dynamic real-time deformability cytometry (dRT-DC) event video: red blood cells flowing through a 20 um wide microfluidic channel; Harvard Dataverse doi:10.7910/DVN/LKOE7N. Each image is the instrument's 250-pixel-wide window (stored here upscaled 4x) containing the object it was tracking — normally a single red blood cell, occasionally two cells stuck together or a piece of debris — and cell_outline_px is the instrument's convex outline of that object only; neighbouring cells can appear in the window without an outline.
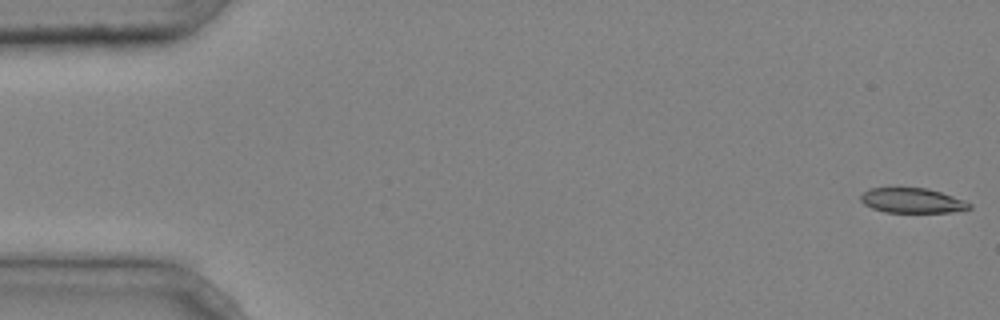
{"species": "common noctule bat (a hibernating species)", "species_latin": "Nyctalus noctula", "temperature_condition": "cold", "stored_images_in_passage": 6, "camera_frame_rate_fps": 3000, "um_per_image_px": 0.085, "animal": {"sex": "male", "body_mass_g": 20.4}, "frame": {"image": 1, "passage_image": 1, "time_ms": 0.0, "image_size_px": [1000, 320], "cell_outline_px": [[972, 208], [964, 212], [884, 212], [872, 208], [864, 204], [860, 200], [860, 196], [868, 188], [928, 188], [964, 200], [972, 204]], "centroid_in_image_um": [77.58, 17.06], "position_along_channel_um": 7.4, "area_um2": 15.9}}
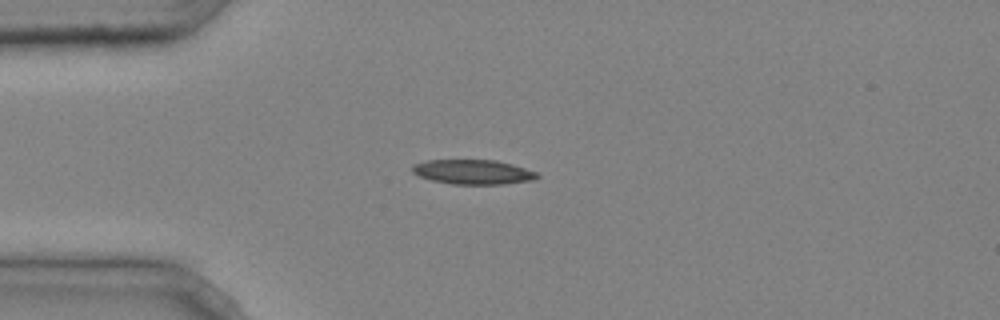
{"frame": {"image": 2, "passage_image": 4, "time_ms": 1.0, "image_size_px": [1000, 320], "cell_outline_px": [[540, 176], [536, 180], [504, 184], [452, 184], [432, 180], [420, 176], [412, 172], [412, 164], [428, 160], [496, 160], [512, 164], [536, 172]], "centroid_in_image_um": [40.22, 14.62], "position_along_channel_um": 44.8, "area_um2": 17.92}}